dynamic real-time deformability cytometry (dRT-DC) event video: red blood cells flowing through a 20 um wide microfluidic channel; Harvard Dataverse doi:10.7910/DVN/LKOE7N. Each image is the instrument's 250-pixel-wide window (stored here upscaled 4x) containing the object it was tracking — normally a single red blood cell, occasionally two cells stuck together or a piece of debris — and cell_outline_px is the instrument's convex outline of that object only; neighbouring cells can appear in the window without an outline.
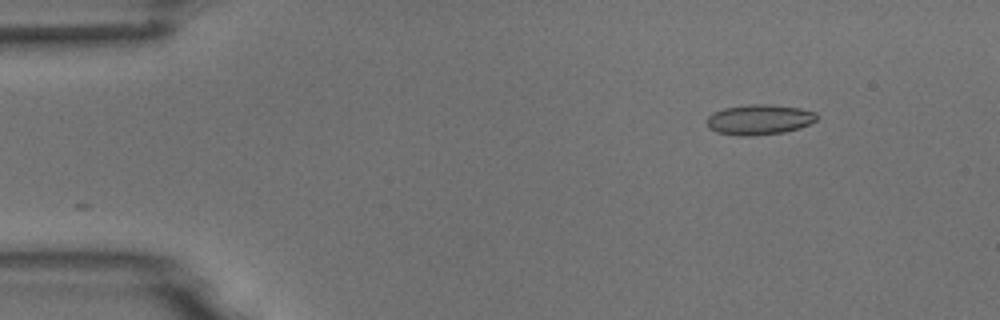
{"species": "common noctule bat (a hibernating species)", "species_latin": "Nyctalus noctula", "temperature_condition": "room temperature", "stored_images_in_passage": 48, "camera_frame_rate_fps": 3000, "um_per_image_px": 0.085, "animal": {"sex": "male", "body_mass_g": 18.8}, "frame": {"image": 1, "passage_image": 1, "time_ms": 0.0, "image_size_px": [1000, 320], "cell_outline_px": [[820, 116], [816, 120], [800, 128], [784, 132], [752, 136], [740, 136], [716, 132], [708, 128], [704, 124], [704, 120], [712, 112], [724, 108], [752, 104], [768, 104], [800, 108], [816, 112]], "centroid_in_image_um": [64.5, 10.17], "position_along_channel_um": 20.5, "area_um2": 19.71}}
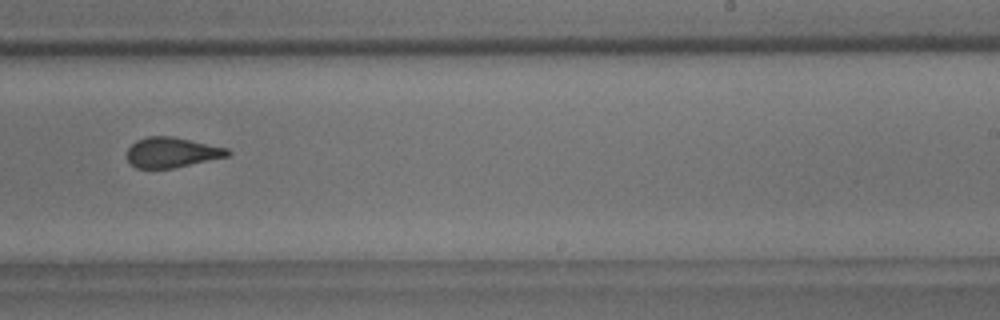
{"frame": {"image": 2, "passage_image": 28, "time_ms": 9.0, "image_size_px": [1000, 320], "cell_outline_px": [[232, 152], [228, 156], [172, 168], [136, 168], [128, 160], [128, 148], [136, 140], [148, 136], [172, 136], [228, 148]], "centroid_in_image_um": [14.61, 12.94], "position_along_channel_um": 274.4, "area_um2": 17.51}}
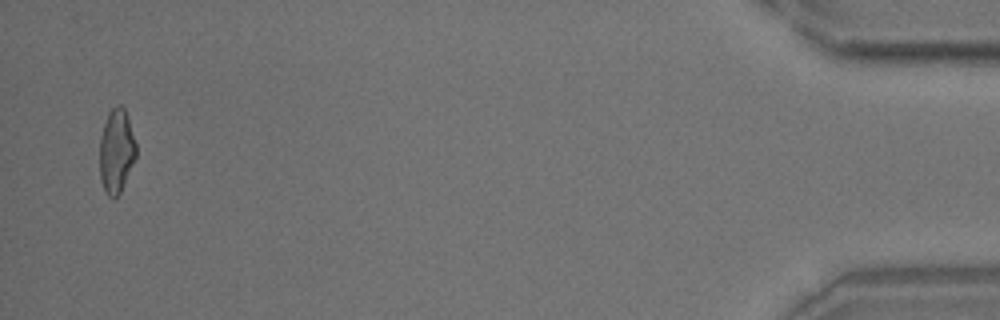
{"frame": {"image": 3, "passage_image": 47, "time_ms": 15.333, "image_size_px": [1000, 320], "cell_outline_px": [[136, 156], [120, 192], [112, 200], [104, 192], [100, 180], [100, 140], [104, 124], [108, 112], [116, 104], [120, 104], [124, 108], [128, 116], [136, 144]], "centroid_in_image_um": [9.88, 12.83], "position_along_channel_um": 425.3, "area_um2": 17.86}, "authors_computed_cell_mechanics": {"area_um2": 18.6405, "velocity_mm_per_s": 3.7349, "shape_relaxation_time_tau1_ms": 8.9426, "shape_relaxation_time_tau2_ms": 1.5216, "deformation_change_tau1": 0.176, "deformation_change_tau2": 0.0936}}